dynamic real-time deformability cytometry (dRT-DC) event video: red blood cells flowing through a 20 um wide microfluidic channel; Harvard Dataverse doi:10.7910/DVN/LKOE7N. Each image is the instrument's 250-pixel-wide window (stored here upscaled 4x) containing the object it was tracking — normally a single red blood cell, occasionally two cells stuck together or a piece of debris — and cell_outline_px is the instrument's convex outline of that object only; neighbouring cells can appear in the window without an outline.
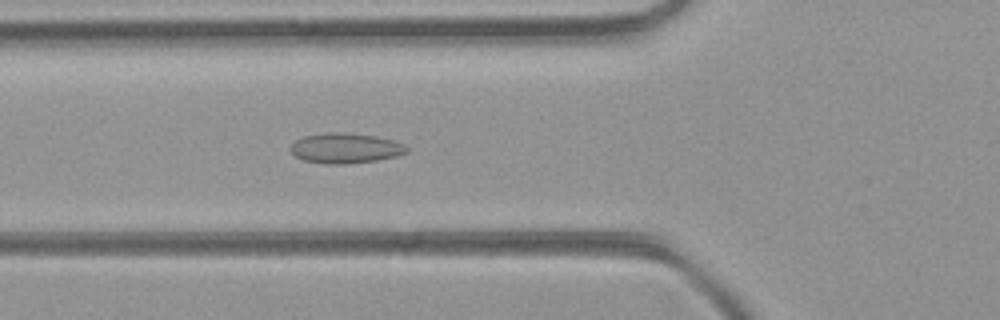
{"species": "common noctule bat (a hibernating species)", "species_latin": "Nyctalus noctula", "temperature_condition": "room temperature", "stored_images_in_passage": 38, "camera_frame_rate_fps": 3000, "um_per_image_px": 0.085, "animal": {"sex": "female", "body_mass_g": 21.9}, "frame": {"image": 1, "passage_image": 15, "time_ms": 4.667, "image_size_px": [1000, 320], "cell_outline_px": [[408, 152], [396, 156], [376, 160], [344, 164], [324, 164], [304, 160], [296, 156], [288, 148], [296, 140], [304, 136], [332, 132], [344, 132], [376, 136], [392, 140], [404, 144], [408, 148]], "centroid_in_image_um": [29.36, 12.59], "position_along_channel_um": 96.4, "area_um2": 20.35}}
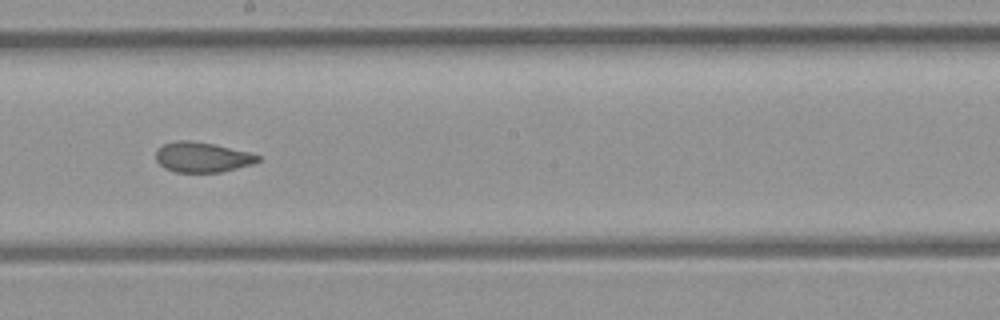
{"frame": {"image": 2, "passage_image": 24, "time_ms": 7.667, "image_size_px": [1000, 320], "cell_outline_px": [[260, 160], [252, 164], [220, 172], [176, 172], [164, 168], [156, 160], [156, 152], [164, 144], [176, 140], [188, 140], [216, 144], [248, 152], [260, 156]], "centroid_in_image_um": [17.18, 13.35], "position_along_channel_um": 231.0, "area_um2": 17.8}}
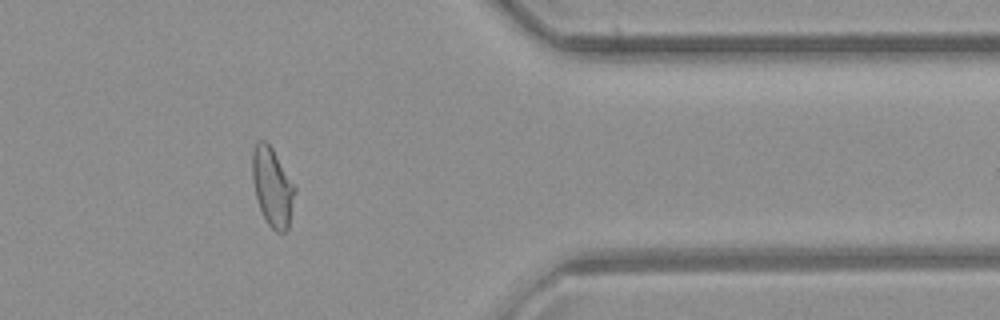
{"frame": {"image": 3, "passage_image": 36, "time_ms": 11.667, "image_size_px": [1000, 320], "cell_outline_px": [[296, 188], [288, 228], [284, 232], [276, 232], [268, 224], [260, 208], [256, 196], [252, 180], [252, 152], [256, 144], [260, 140], [264, 140], [272, 148], [296, 184]], "centroid_in_image_um": [23.17, 15.87], "position_along_channel_um": 388.2, "area_um2": 19.48}, "authors_computed_cell_mechanics": {"area_um2": 19.3052, "velocity_mm_per_s": 4.4596, "shape_relaxation_time_tau1_ms": null, "shape_relaxation_time_tau2_ms": 0.5943, "deformation_change_tau1": null, "deformation_change_tau2": 0.0489}}